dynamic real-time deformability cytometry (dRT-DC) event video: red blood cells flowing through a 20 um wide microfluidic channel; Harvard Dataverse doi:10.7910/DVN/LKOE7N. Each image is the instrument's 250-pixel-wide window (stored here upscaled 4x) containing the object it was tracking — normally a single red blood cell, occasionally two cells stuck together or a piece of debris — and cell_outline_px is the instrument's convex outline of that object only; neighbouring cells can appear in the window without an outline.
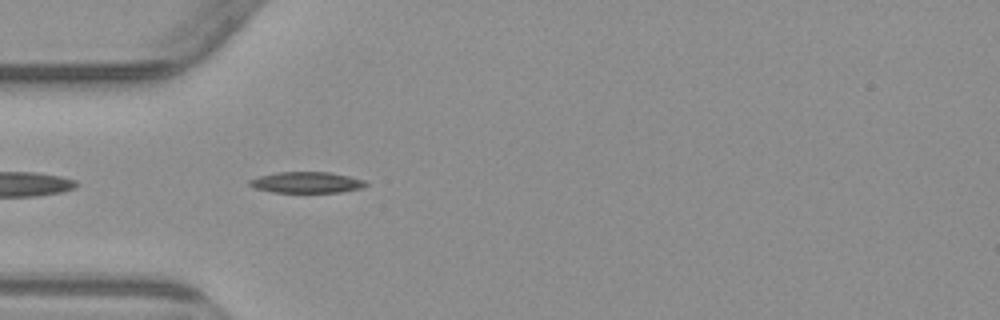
{"species": "common noctule bat (a hibernating species)", "species_latin": "Nyctalus noctula", "temperature_condition": "warm", "stored_images_in_passage": 2, "camera_frame_rate_fps": 3000, "um_per_image_px": 0.085, "animal": {"sex": "male", "body_mass_g": 23.1, "forearm_length_mm": 52.7}, "frame": {"image": 1, "passage_image": 2, "time_ms": 1.667, "image_size_px": [1000, 320], "cell_outline_px": [[368, 184], [360, 188], [340, 192], [272, 192], [256, 188], [248, 184], [248, 180], [260, 176], [280, 172], [328, 172], [348, 176], [364, 180]], "centroid_in_image_um": [26.05, 15.5], "position_along_channel_um": 59.0, "area_um2": 14.05}}